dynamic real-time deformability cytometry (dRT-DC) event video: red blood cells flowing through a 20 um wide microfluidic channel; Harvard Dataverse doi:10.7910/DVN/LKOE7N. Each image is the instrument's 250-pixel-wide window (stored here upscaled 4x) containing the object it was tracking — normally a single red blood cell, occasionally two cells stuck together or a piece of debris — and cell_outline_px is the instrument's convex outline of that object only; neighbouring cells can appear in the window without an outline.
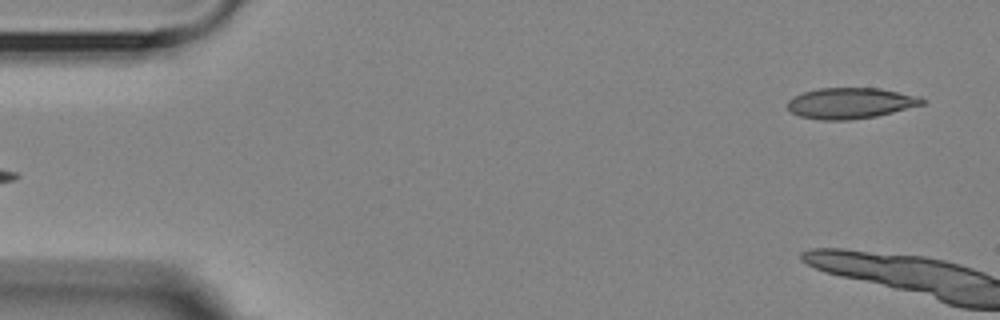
{"species": "Egyptian fruit bat (a non-hibernating species)", "species_latin": "Rousettus aegyptiacus", "temperature_condition": "room temperature", "stored_images_in_passage": 3, "segment_of_instrument_passage": [2, 2], "camera_frame_rate_fps": 3000, "um_per_image_px": 0.085, "animal": {"sex": "female"}, "frame": {"image": 1, "passage_image": 3, "time_ms": 2.333, "image_size_px": [1000, 320], "cell_outline_px": [[928, 100], [924, 104], [876, 116], [848, 120], [820, 120], [800, 116], [792, 112], [788, 108], [788, 100], [792, 96], [816, 88], [880, 88], [920, 96]], "centroid_in_image_um": [72.3, 8.76], "position_along_channel_um": 12.7, "area_um2": 24.33}}